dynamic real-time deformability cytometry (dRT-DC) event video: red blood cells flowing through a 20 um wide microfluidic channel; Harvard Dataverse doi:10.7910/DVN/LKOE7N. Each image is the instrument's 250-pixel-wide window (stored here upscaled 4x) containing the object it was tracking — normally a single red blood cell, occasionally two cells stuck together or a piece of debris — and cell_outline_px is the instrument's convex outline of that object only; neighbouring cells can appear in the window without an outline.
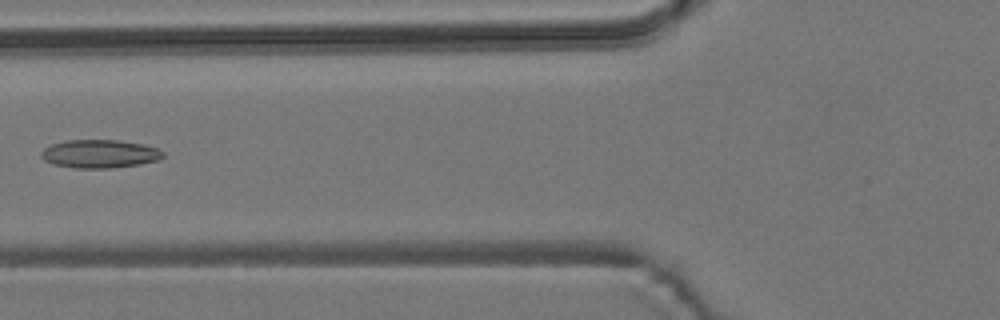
{"species": "common noctule bat (a hibernating species)", "species_latin": "Nyctalus noctula", "temperature_condition": "room temperature", "stored_images_in_passage": 3, "camera_frame_rate_fps": 3000, "um_per_image_px": 0.085, "animal": {"sex": "male", "body_mass_g": 19.2, "forearm_length_mm": 51.8}, "frame": {"image": 1, "passage_image": 2, "time_ms": 1.0, "image_size_px": [1000, 320], "cell_outline_px": [[164, 156], [160, 160], [140, 164], [108, 168], [76, 168], [52, 164], [44, 160], [40, 156], [40, 152], [44, 148], [52, 144], [64, 140], [116, 140], [140, 144], [156, 148], [164, 152]], "centroid_in_image_um": [8.44, 13.08], "position_along_channel_um": 117.4, "area_um2": 20.06}}
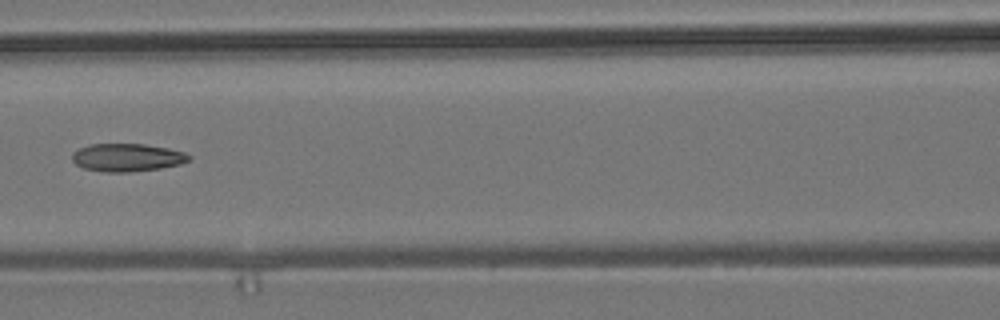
{"frame": {"image": 2, "passage_image": 3, "time_ms": 2.0, "image_size_px": [1000, 320], "cell_outline_px": [[192, 160], [180, 164], [160, 168], [128, 172], [104, 172], [84, 168], [76, 164], [72, 160], [72, 152], [88, 144], [144, 144], [168, 148], [184, 152], [192, 156]], "centroid_in_image_um": [10.82, 13.38], "position_along_channel_um": 155.8, "area_um2": 19.07}}